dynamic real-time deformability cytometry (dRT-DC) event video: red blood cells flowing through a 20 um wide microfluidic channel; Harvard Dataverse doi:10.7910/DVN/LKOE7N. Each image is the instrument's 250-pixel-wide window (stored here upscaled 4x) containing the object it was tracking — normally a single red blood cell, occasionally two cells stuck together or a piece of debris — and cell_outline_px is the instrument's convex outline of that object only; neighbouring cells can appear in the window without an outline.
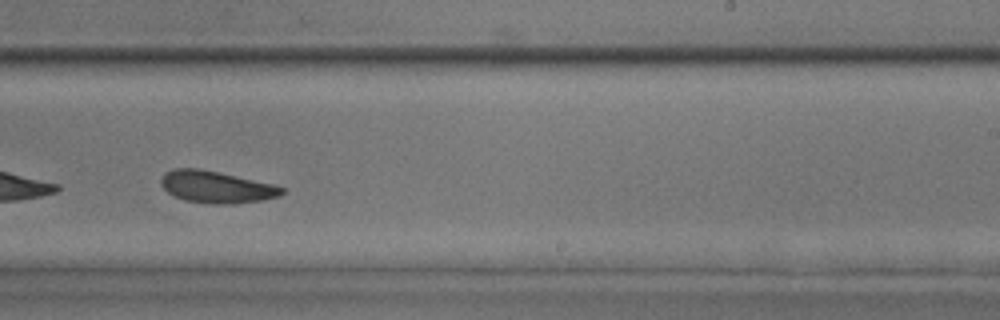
{"species": "common noctule bat (a hibernating species)", "species_latin": "Nyctalus noctula", "temperature_condition": "room temperature", "stored_images_in_passage": 41, "camera_frame_rate_fps": 3000, "um_per_image_px": 0.085, "animal": {"sex": "male", "body_mass_g": 17.9, "forearm_length_mm": 54.2}, "frame": {"image": 1, "passage_image": 24, "time_ms": 7.667, "image_size_px": [1000, 320], "cell_outline_px": [[284, 192], [280, 196], [260, 200], [232, 204], [212, 204], [184, 200], [172, 196], [160, 184], [160, 180], [164, 172], [172, 168], [200, 168], [276, 184], [284, 188]], "centroid_in_image_um": [18.37, 15.88], "position_along_channel_um": 270.6, "area_um2": 22.77}}
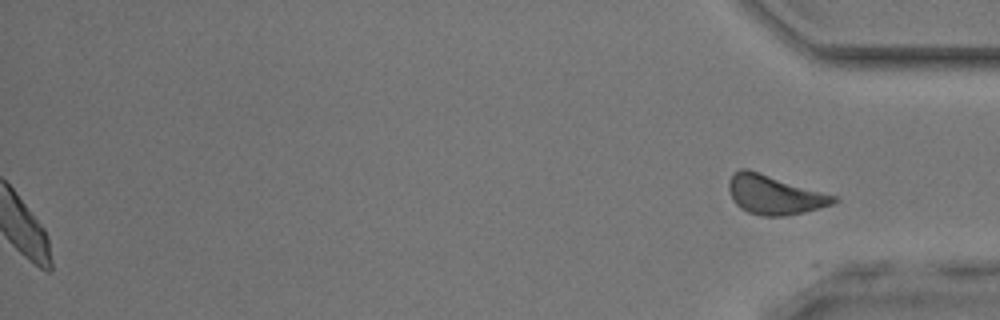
{"frame": {"image": 2, "passage_image": 41, "time_ms": 13.333, "image_size_px": [1000, 320], "cell_outline_px": [[840, 200], [832, 204], [820, 208], [804, 212], [784, 216], [760, 216], [748, 212], [740, 208], [732, 200], [728, 188], [728, 180], [740, 168], [748, 168], [840, 196]], "centroid_in_image_um": [65.86, 16.54], "position_along_channel_um": 369.3, "area_um2": 24.51}}